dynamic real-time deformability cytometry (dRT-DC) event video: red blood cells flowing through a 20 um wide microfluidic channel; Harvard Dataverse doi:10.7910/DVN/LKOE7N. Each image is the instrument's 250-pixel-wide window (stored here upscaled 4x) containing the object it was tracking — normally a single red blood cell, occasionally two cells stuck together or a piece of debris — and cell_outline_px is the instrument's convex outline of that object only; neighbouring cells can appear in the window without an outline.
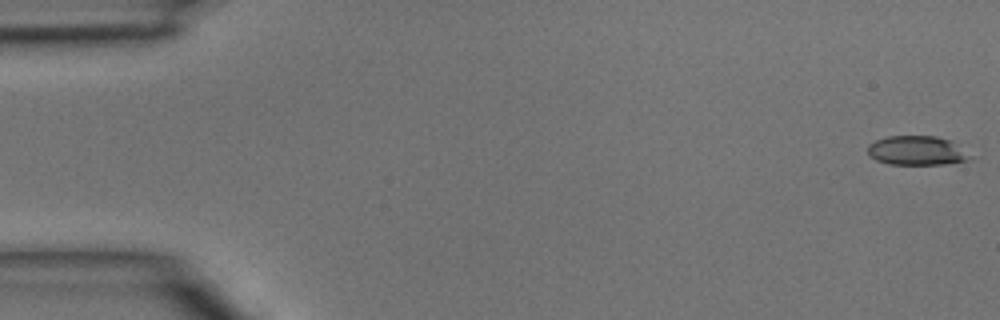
{"species": "common noctule bat (a hibernating species)", "species_latin": "Nyctalus noctula", "temperature_condition": "room temperature", "stored_images_in_passage": 4, "camera_frame_rate_fps": 3000, "um_per_image_px": 0.085, "animal": {"sex": "male", "body_mass_g": 15.6}, "frame": {"image": 1, "passage_image": 1, "time_ms": 0.0, "image_size_px": [1000, 320], "cell_outline_px": [[976, 156], [972, 160], [944, 164], [888, 164], [876, 160], [868, 156], [868, 144], [876, 140], [888, 136], [936, 136], [952, 140]], "centroid_in_image_um": [78.02, 12.8], "position_along_channel_um": 7.0, "area_um2": 17.92}}
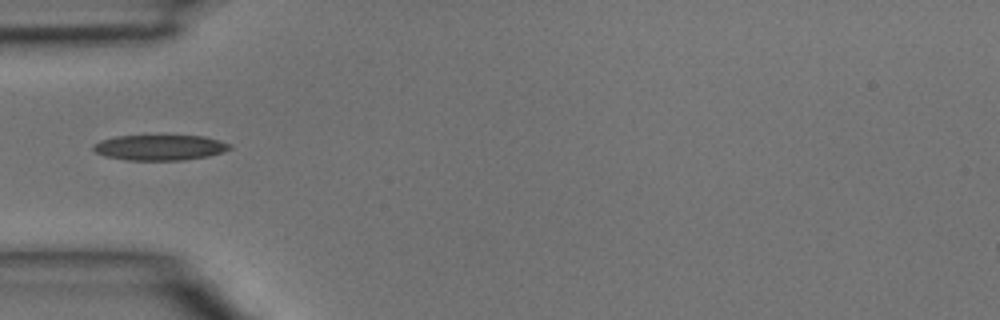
{"frame": {"image": 2, "passage_image": 4, "time_ms": 1.0, "image_size_px": [1000, 320], "cell_outline_px": [[232, 148], [208, 156], [184, 160], [128, 160], [104, 156], [96, 152], [92, 148], [92, 144], [100, 140], [116, 136], [204, 136], [220, 140], [232, 144]], "centroid_in_image_um": [13.57, 12.54], "position_along_channel_um": 71.4, "area_um2": 20.23}}